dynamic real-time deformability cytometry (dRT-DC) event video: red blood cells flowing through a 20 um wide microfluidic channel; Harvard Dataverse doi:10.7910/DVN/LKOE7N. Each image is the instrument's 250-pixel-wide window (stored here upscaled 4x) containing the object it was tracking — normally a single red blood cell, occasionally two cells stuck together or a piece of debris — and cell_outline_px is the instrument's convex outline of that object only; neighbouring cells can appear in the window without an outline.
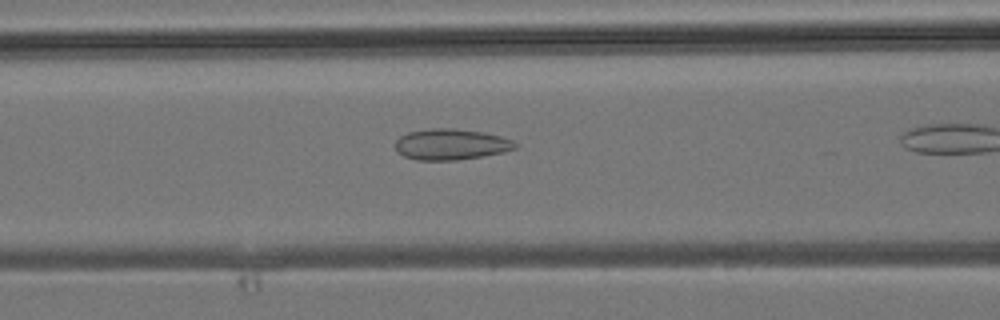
{"species": "common noctule bat (a hibernating species)", "species_latin": "Nyctalus noctula", "temperature_condition": "room temperature", "stored_images_in_passage": 15, "camera_frame_rate_fps": 3000, "um_per_image_px": 0.085, "animal": {"sex": "male", "body_mass_g": 19.2, "forearm_length_mm": 51.8}, "frame": {"image": 1, "passage_image": 7, "time_ms": 2.0, "image_size_px": [1000, 320], "cell_outline_px": [[520, 144], [516, 148], [504, 152], [484, 156], [456, 160], [416, 160], [404, 156], [396, 152], [396, 140], [400, 136], [408, 132], [432, 128], [452, 128], [484, 132], [500, 136], [512, 140]], "centroid_in_image_um": [38.35, 12.27], "position_along_channel_um": 128.3, "area_um2": 21.79}}
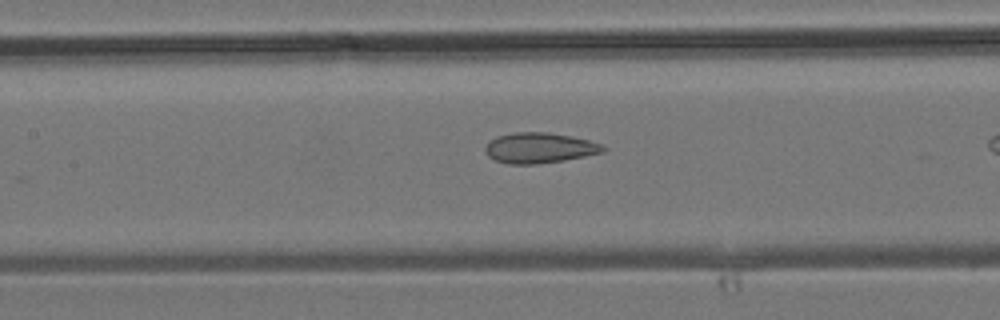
{"frame": {"image": 2, "passage_image": 9, "time_ms": 2.667, "image_size_px": [1000, 320], "cell_outline_px": [[608, 148], [604, 152], [564, 160], [536, 164], [508, 164], [496, 160], [488, 156], [484, 152], [484, 148], [496, 136], [516, 132], [548, 132], [572, 136], [604, 144]], "centroid_in_image_um": [45.88, 12.57], "position_along_channel_um": 161.5, "area_um2": 20.98}}